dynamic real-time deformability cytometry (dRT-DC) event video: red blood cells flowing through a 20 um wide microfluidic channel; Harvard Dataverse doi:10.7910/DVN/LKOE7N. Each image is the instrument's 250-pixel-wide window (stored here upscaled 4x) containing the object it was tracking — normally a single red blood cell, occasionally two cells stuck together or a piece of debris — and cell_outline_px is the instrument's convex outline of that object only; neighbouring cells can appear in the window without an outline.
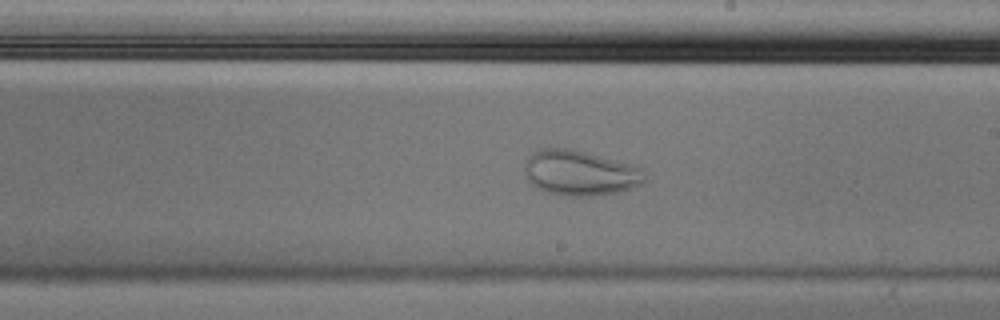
{"species": "Egyptian fruit bat (a non-hibernating species)", "species_latin": "Rousettus aegyptiacus", "temperature_condition": "cold", "stored_images_in_passage": 56, "camera_frame_rate_fps": 3000, "um_per_image_px": 0.085, "animal": {"sex": "male"}, "frame": {"image": 1, "passage_image": 32, "time_ms": 10.333, "image_size_px": [1000, 320], "cell_outline_px": [[644, 180], [640, 184], [620, 192], [592, 196], [568, 196], [548, 192], [532, 184], [528, 180], [524, 168], [528, 156], [532, 152], [540, 148], [568, 148], [584, 152], [644, 168]], "centroid_in_image_um": [49.28, 14.7], "position_along_channel_um": 239.7, "area_um2": 31.27}}